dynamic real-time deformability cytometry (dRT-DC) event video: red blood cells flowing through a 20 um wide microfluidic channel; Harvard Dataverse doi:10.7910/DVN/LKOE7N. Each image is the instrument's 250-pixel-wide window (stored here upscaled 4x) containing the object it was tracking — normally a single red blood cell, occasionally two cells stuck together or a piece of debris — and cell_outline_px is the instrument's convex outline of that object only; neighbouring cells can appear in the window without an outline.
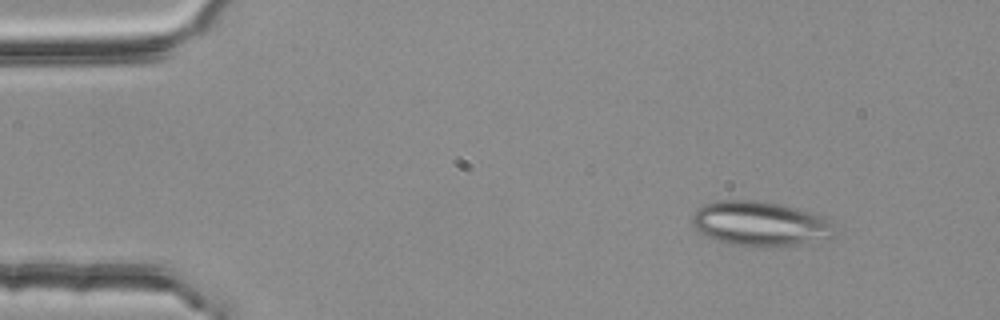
{"species": "common noctule bat (a hibernating species)", "species_latin": "Nyctalus noctula", "temperature_condition": "room temperature", "stored_images_in_passage": 3, "camera_frame_rate_fps": 3000, "um_per_image_px": 0.085, "animal": {"sex": "female", "body_mass_g": 25.1}, "frame": {"image": 1, "passage_image": 1, "time_ms": 0.0, "image_size_px": [1000, 320], "cell_outline_px": [[836, 236], [796, 244], [768, 248], [752, 248], [728, 244], [716, 240], [700, 232], [692, 224], [692, 216], [696, 208], [704, 204], [720, 200], [756, 200], [780, 204], [796, 208], [824, 216], [832, 224], [836, 232]], "centroid_in_image_um": [64.59, 19.03], "position_along_channel_um": 20.4, "area_um2": 37.45}}